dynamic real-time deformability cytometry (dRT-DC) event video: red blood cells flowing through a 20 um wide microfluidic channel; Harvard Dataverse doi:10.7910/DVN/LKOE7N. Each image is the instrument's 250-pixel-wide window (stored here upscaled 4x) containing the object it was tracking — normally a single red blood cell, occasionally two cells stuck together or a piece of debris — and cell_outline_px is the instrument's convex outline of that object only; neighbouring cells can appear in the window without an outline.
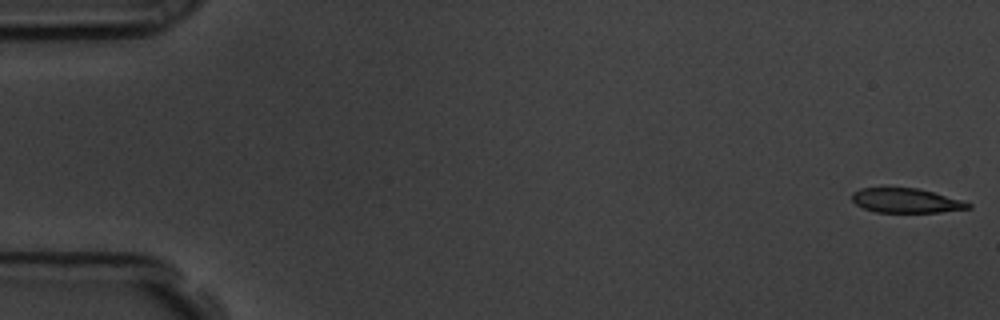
{"species": "common noctule bat (a hibernating species)", "species_latin": "Nyctalus noctula", "temperature_condition": "room temperature", "stored_images_in_passage": 54, "camera_frame_rate_fps": 3000, "um_per_image_px": 0.085, "animal": {"sex": "male", "body_mass_g": 19.5, "forearm_length_mm": 54.6}, "frame": {"image": 1, "passage_image": 1, "time_ms": 0.0, "image_size_px": [1000, 320], "cell_outline_px": [[972, 208], [940, 212], [876, 212], [864, 208], [856, 204], [852, 200], [852, 192], [860, 188], [916, 188], [964, 200], [972, 204]], "centroid_in_image_um": [77.04, 17.05], "position_along_channel_um": 8.0, "area_um2": 16.53}}
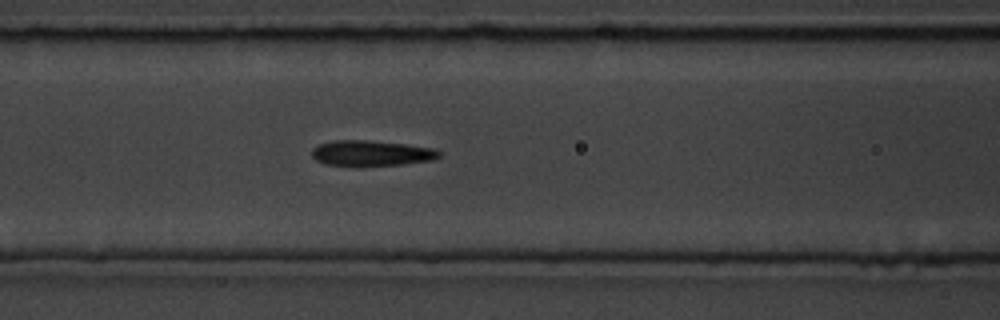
{"frame": {"image": 2, "passage_image": 24, "time_ms": 7.667, "image_size_px": [1000, 320], "cell_outline_px": [[440, 156], [432, 160], [404, 164], [328, 164], [316, 160], [312, 156], [312, 148], [316, 144], [332, 140], [368, 140], [404, 144], [432, 148], [440, 152]], "centroid_in_image_um": [31.53, 12.98], "position_along_channel_um": 135.1, "area_um2": 18.38}}
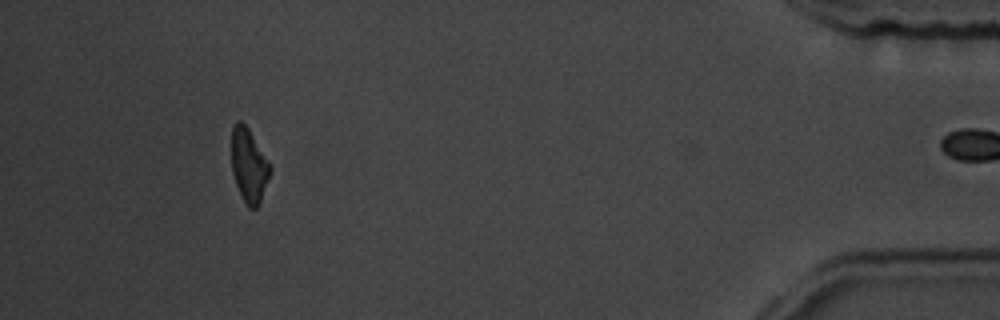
{"frame": {"image": 3, "passage_image": 53, "time_ms": 17.333, "image_size_px": [1000, 320], "cell_outline_px": [[272, 168], [260, 204], [256, 208], [248, 208], [236, 184], [232, 172], [232, 128], [236, 120], [240, 120], [248, 128], [272, 164]], "centroid_in_image_um": [21.18, 14.05], "position_along_channel_um": 414.0, "area_um2": 16.7}}